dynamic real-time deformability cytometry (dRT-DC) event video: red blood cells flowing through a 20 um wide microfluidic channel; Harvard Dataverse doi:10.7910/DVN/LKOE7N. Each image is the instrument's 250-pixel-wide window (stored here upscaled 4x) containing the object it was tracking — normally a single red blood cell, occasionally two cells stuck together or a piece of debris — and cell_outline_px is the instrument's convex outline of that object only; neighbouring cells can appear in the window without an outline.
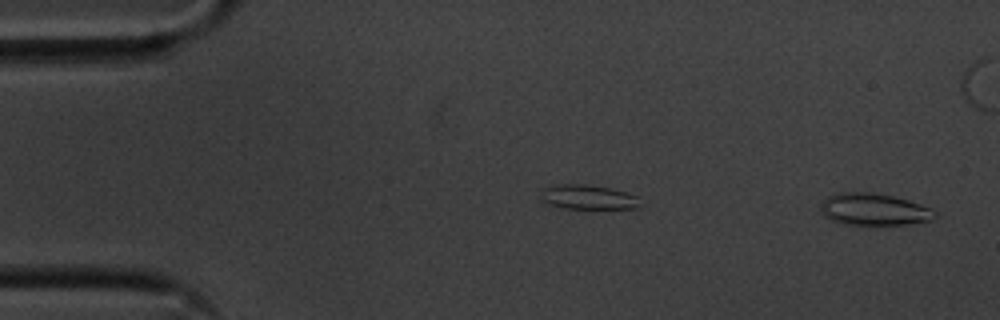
{"species": "common noctule bat (a hibernating species)", "species_latin": "Nyctalus noctula", "temperature_condition": "cold", "stored_images_in_passage": 45, "camera_frame_rate_fps": 3000, "um_per_image_px": 0.085, "animal": {"sex": "male", "body_mass_g": 20.1, "forearm_length_mm": 53.5}, "frame": {"image": 1, "passage_image": 2, "time_ms": 0.333, "image_size_px": [1000, 320], "cell_outline_px": [[936, 216], [932, 220], [908, 224], [848, 224], [832, 220], [824, 216], [820, 208], [820, 204], [828, 196], [844, 192], [872, 192], [892, 196], [908, 200], [932, 208]], "centroid_in_image_um": [74.29, 17.79], "position_along_channel_um": 10.7, "area_um2": 21.04}}
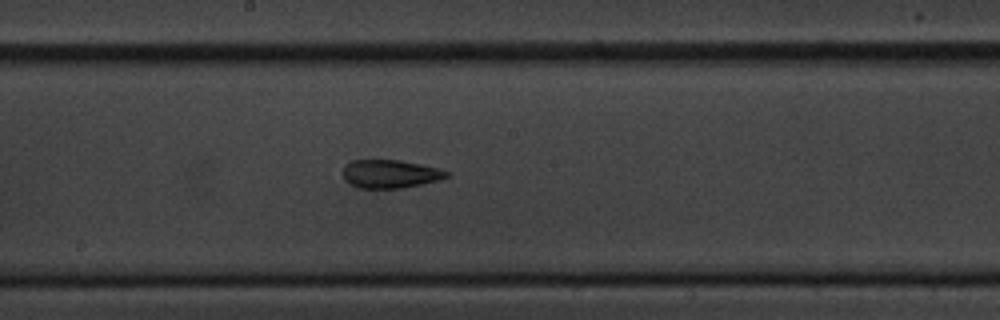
{"frame": {"image": 2, "passage_image": 29, "time_ms": 9.333, "image_size_px": [1000, 320], "cell_outline_px": [[448, 176], [436, 180], [404, 188], [360, 188], [344, 180], [344, 168], [352, 160], [400, 160], [420, 164], [436, 168], [448, 172]], "centroid_in_image_um": [33.14, 14.78], "position_along_channel_um": 215.1, "area_um2": 16.7}}
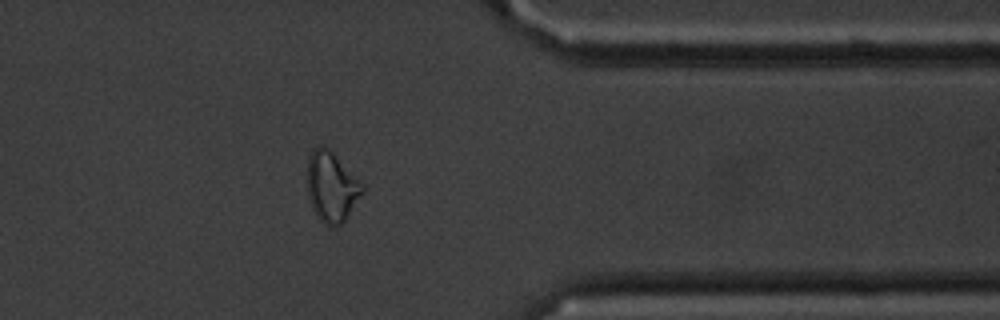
{"frame": {"image": 3, "passage_image": 44, "time_ms": 14.333, "image_size_px": [1000, 320], "cell_outline_px": [[364, 192], [344, 220], [340, 224], [324, 224], [316, 216], [312, 208], [308, 196], [308, 156], [312, 148], [320, 144], [324, 144], [364, 184]], "centroid_in_image_um": [28.17, 15.83], "position_along_channel_um": 383.2, "area_um2": 22.37}}